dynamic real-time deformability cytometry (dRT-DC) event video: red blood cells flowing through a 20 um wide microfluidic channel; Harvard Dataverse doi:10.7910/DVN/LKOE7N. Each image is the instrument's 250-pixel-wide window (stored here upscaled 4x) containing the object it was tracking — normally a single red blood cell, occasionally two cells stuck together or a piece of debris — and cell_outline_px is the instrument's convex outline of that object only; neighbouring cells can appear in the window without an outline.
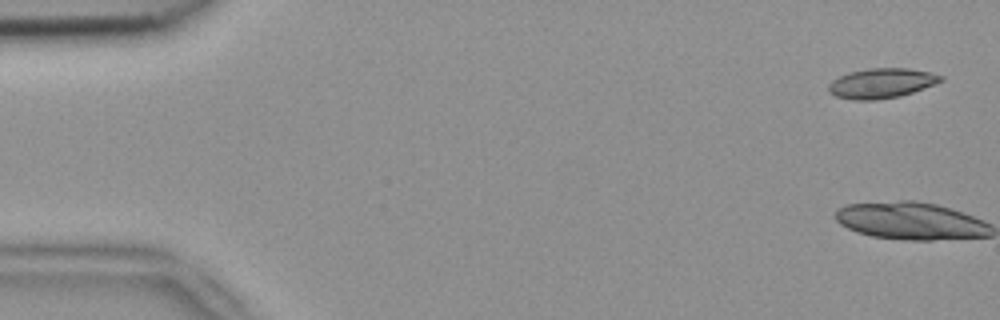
{"species": "common noctule bat (a hibernating species)", "species_latin": "Nyctalus noctula", "temperature_condition": "room temperature", "stored_images_in_passage": 6, "camera_frame_rate_fps": 3000, "um_per_image_px": 0.085, "animal": {"sex": "female", "body_mass_g": 18.4}, "frame": {"image": 1, "passage_image": 1, "time_ms": 0.0, "image_size_px": [1000, 320], "cell_outline_px": [[944, 80], [912, 92], [900, 96], [876, 100], [852, 100], [836, 96], [828, 92], [828, 84], [832, 80], [848, 72], [868, 68], [908, 68], [928, 72], [944, 76]], "centroid_in_image_um": [74.89, 7.07], "position_along_channel_um": 10.1, "area_um2": 19.54}}
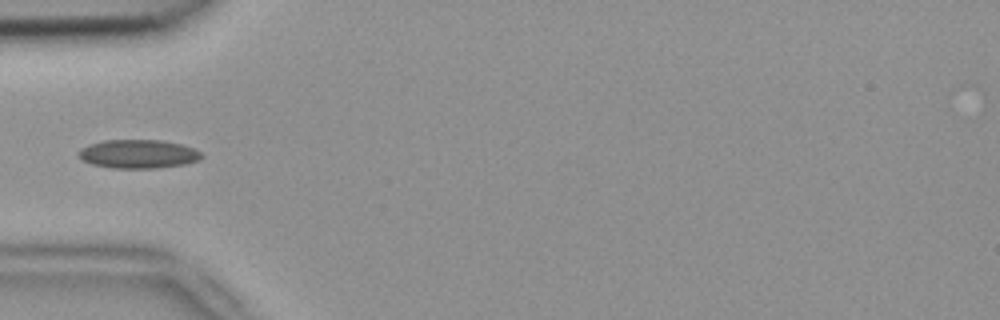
{"frame": {"image": 2, "passage_image": 6, "time_ms": 1.667, "image_size_px": [1000, 320], "cell_outline_px": [[204, 156], [200, 160], [184, 164], [156, 168], [112, 168], [92, 164], [84, 160], [80, 156], [80, 148], [88, 144], [104, 140], [160, 140], [180, 144], [192, 148], [200, 152]], "centroid_in_image_um": [11.76, 13.08], "position_along_channel_um": 73.2, "area_um2": 20.4}}